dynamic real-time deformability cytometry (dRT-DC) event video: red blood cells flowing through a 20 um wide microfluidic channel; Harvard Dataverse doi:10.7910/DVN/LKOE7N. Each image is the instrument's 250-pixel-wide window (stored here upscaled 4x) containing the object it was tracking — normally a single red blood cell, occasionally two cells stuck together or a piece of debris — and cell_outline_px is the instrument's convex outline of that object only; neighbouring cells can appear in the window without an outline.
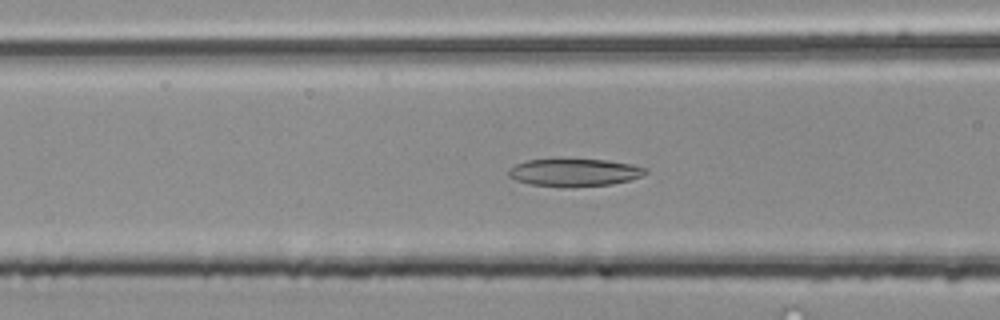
{"species": "common noctule bat (a hibernating species)", "species_latin": "Nyctalus noctula", "temperature_condition": "room temperature", "stored_images_in_passage": 50, "camera_frame_rate_fps": 3000, "um_per_image_px": 0.085, "animal": {"sex": "male", "body_mass_g": 20.4}, "frame": {"image": 1, "passage_image": 19, "time_ms": 6.0, "image_size_px": [1000, 320], "cell_outline_px": [[648, 172], [644, 176], [612, 184], [572, 188], [564, 188], [528, 184], [516, 180], [508, 176], [508, 168], [516, 164], [528, 160], [608, 160], [632, 164], [648, 168]], "centroid_in_image_um": [48.84, 14.69], "position_along_channel_um": 117.8, "area_um2": 22.31}}
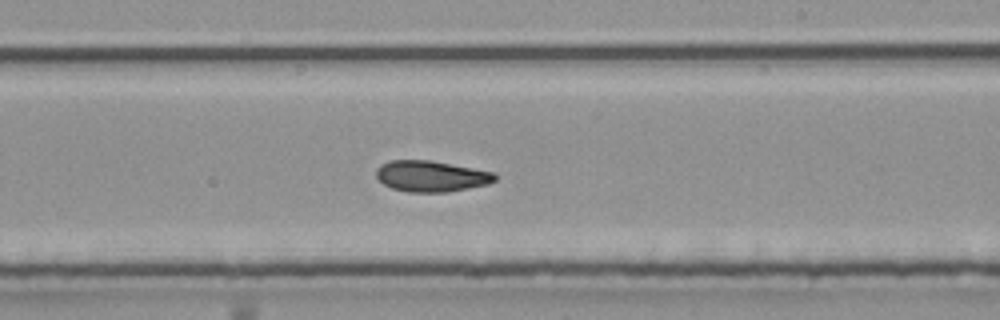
{"frame": {"image": 2, "passage_image": 29, "time_ms": 9.333, "image_size_px": [1000, 320], "cell_outline_px": [[496, 180], [488, 184], [448, 192], [408, 192], [392, 188], [384, 184], [376, 176], [376, 168], [380, 164], [392, 160], [428, 160], [496, 172]], "centroid_in_image_um": [36.65, 14.97], "position_along_channel_um": 252.3, "area_um2": 21.44}}
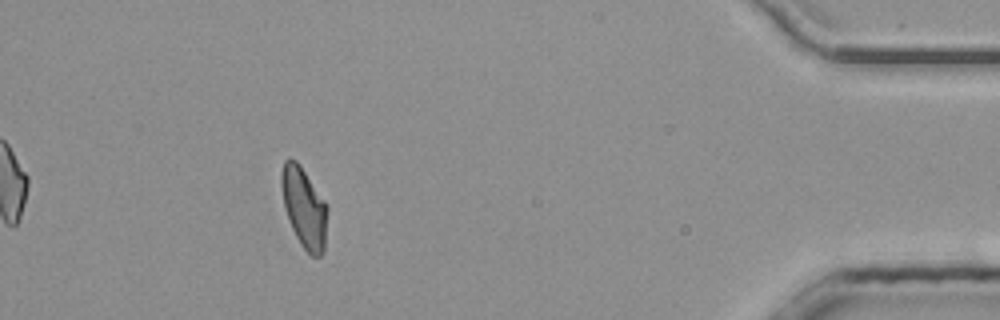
{"frame": {"image": 3, "passage_image": 45, "time_ms": 14.667, "image_size_px": [1000, 320], "cell_outline_px": [[328, 208], [324, 252], [320, 256], [312, 256], [300, 244], [288, 220], [284, 208], [280, 184], [280, 176], [284, 160], [296, 160], [300, 164], [328, 204]], "centroid_in_image_um": [25.85, 17.63], "position_along_channel_um": 409.3, "area_um2": 21.79}, "authors_computed_cell_mechanics": {"area_um2": 21.7039, "velocity_mm_per_s": 4.0351, "shape_relaxation_time_tau1_ms": null, "shape_relaxation_time_tau2_ms": 3.2266, "deformation_change_tau1": null, "deformation_change_tau2": 0.0992}}